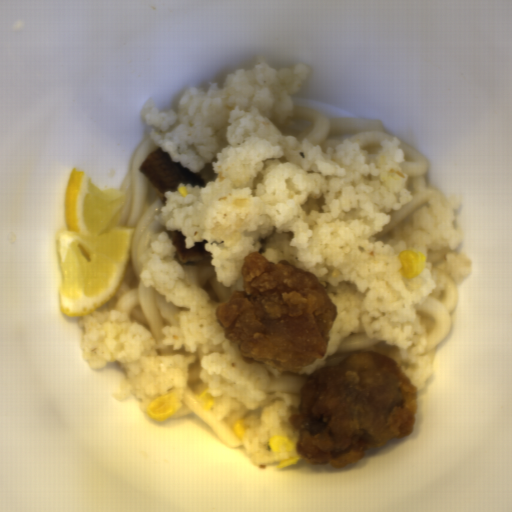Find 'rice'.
Wrapping results in <instances>:
<instances>
[{"label":"rice","mask_w":512,"mask_h":512,"mask_svg":"<svg viewBox=\"0 0 512 512\" xmlns=\"http://www.w3.org/2000/svg\"><path fill=\"white\" fill-rule=\"evenodd\" d=\"M310 69L300 61L276 69L261 56L204 91L187 89L167 112L152 98L142 104L151 140L204 181L164 192L166 203L155 215L160 230L140 259L142 287L178 307L176 322L162 328L163 340L156 343L108 301L76 320L85 329L86 366L95 371L120 363L126 378L112 396L137 398L142 412L169 391L181 400L190 366L200 361L199 376L216 401L213 415L232 424L246 420L242 443L260 466L300 457V433L289 418L300 414L301 395L271 401L267 385L279 377L277 369L243 361L239 340L227 339L216 315L234 290L244 292L248 253L313 273L337 306L324 357L299 373L310 377L346 335L359 333L386 344L387 357L416 392L426 387L434 366L420 306L440 296L446 279L462 283L473 268V259L459 251L465 234L456 214L464 200L457 193L432 188L426 202L379 237L392 212L412 202L401 139L383 138L378 152L368 154L353 138L315 145L293 135V96ZM180 186L187 197L179 195ZM171 230L187 237L186 248L209 240L211 257L182 265ZM403 249L427 256L425 272L414 280L401 277ZM275 435L288 437L294 449L272 453L269 438Z\"/></svg>","instance_id":"1"}]
</instances>
